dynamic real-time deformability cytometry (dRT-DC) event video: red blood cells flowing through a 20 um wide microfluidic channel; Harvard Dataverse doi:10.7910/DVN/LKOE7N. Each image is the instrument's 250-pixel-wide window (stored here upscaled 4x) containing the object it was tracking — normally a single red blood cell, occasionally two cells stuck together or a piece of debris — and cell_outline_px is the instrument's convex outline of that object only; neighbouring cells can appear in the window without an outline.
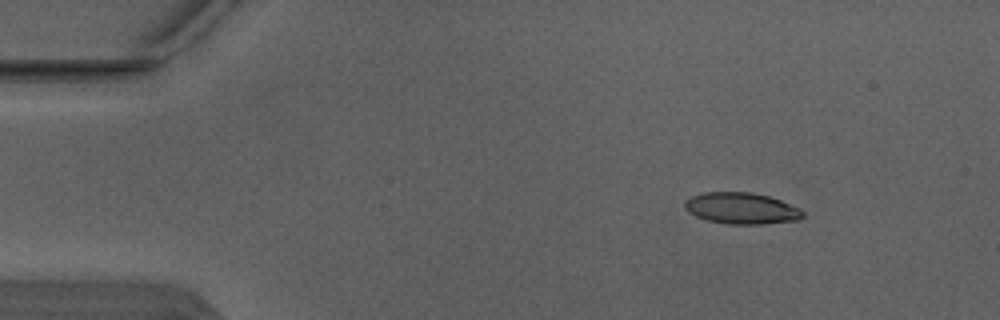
{"species": "Egyptian fruit bat (a non-hibernating species)", "species_latin": "Rousettus aegyptiacus", "temperature_condition": "warm", "stored_images_in_passage": 4, "camera_frame_rate_fps": 3000, "um_per_image_px": 0.085, "animal": {"sex": "male"}, "frame": {"image": 1, "passage_image": 2, "time_ms": 0.333, "image_size_px": [1000, 320], "cell_outline_px": [[804, 216], [800, 220], [764, 224], [728, 224], [708, 220], [696, 216], [688, 212], [684, 208], [684, 200], [692, 196], [704, 192], [752, 192], [768, 196], [780, 200], [800, 208], [804, 212]], "centroid_in_image_um": [63.03, 17.71], "position_along_channel_um": 22.0, "area_um2": 21.73}}